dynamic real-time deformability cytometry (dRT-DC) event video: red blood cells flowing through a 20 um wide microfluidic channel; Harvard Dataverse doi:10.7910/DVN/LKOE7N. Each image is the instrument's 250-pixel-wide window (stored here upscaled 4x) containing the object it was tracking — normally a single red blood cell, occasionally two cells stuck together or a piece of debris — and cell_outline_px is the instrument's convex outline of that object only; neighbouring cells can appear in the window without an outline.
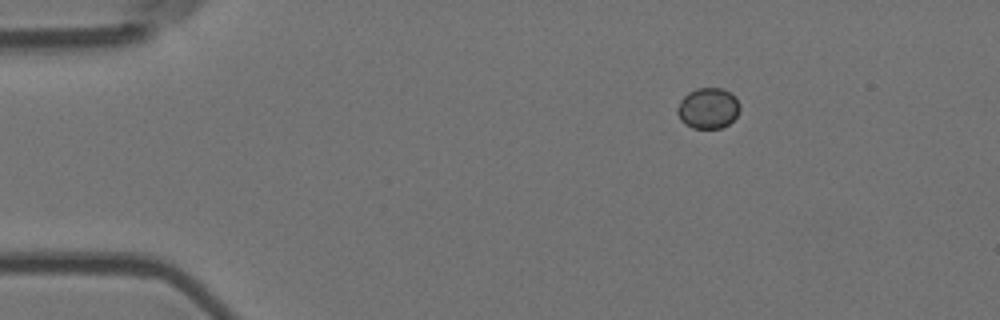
{"species": "Egyptian fruit bat (a non-hibernating species)", "species_latin": "Rousettus aegyptiacus", "temperature_condition": "room temperature", "stored_images_in_passage": 4, "camera_frame_rate_fps": 3000, "um_per_image_px": 0.085, "animal": {"sex": "female"}, "frame": {"image": 1, "passage_image": 1, "time_ms": 0.0, "image_size_px": [1000, 320], "cell_outline_px": [[740, 112], [728, 124], [720, 128], [692, 128], [684, 124], [680, 120], [676, 112], [676, 108], [680, 100], [688, 92], [696, 88], [720, 88], [728, 92], [740, 104]], "centroid_in_image_um": [60.14, 9.21], "position_along_channel_um": 24.9, "area_um2": 14.85}}
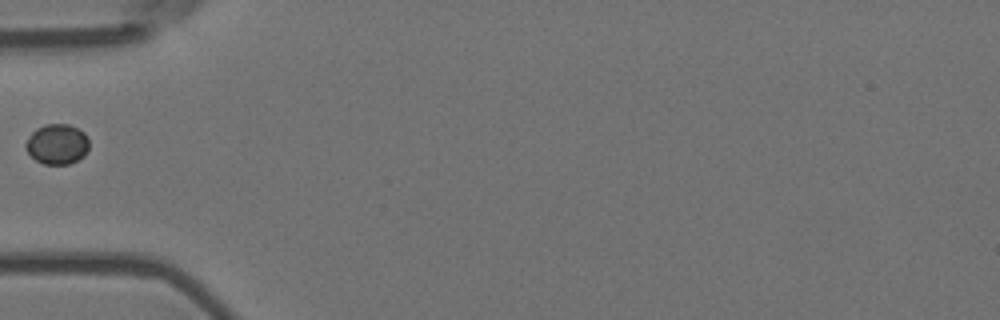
{"frame": {"image": 2, "passage_image": 4, "time_ms": 1.0, "image_size_px": [1000, 320], "cell_outline_px": [[88, 148], [84, 156], [68, 164], [44, 164], [36, 160], [28, 152], [24, 144], [28, 136], [36, 128], [44, 124], [68, 124], [84, 132], [88, 140]], "centroid_in_image_um": [4.83, 12.24], "position_along_channel_um": 80.2, "area_um2": 14.8}}